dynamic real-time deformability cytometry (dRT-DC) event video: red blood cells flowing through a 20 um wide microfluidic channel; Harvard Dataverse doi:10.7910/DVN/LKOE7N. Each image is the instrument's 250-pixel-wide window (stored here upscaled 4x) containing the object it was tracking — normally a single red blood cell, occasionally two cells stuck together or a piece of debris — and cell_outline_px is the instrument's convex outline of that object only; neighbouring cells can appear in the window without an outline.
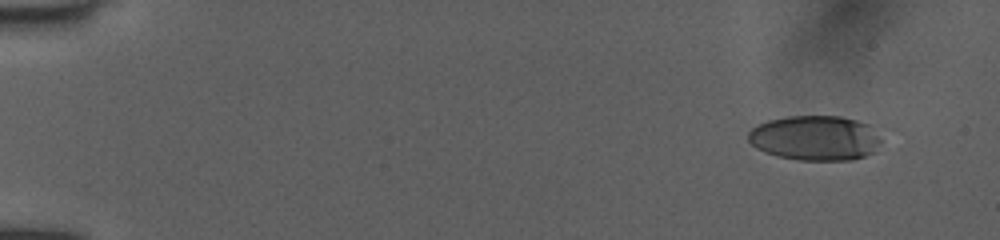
{"species": "human", "species_latin": "Homo sapiens", "temperature_condition": "room temperature", "stored_images_in_passage": 49, "camera_frame_rate_fps": 3000, "um_per_image_px": 0.085, "donor": {"sex": "female"}, "frame": {"image": 1, "passage_image": 1, "time_ms": 0.0, "image_size_px": [1000, 240], "cell_outline_px": [[884, 132], [880, 144], [876, 152], [852, 160], [800, 160], [776, 156], [764, 152], [756, 148], [748, 140], [748, 132], [752, 128], [768, 120], [788, 116], [840, 116], [856, 120], [868, 124]], "centroid_in_image_um": [69.37, 11.73], "position_along_channel_um": 15.6, "area_um2": 35.43}}
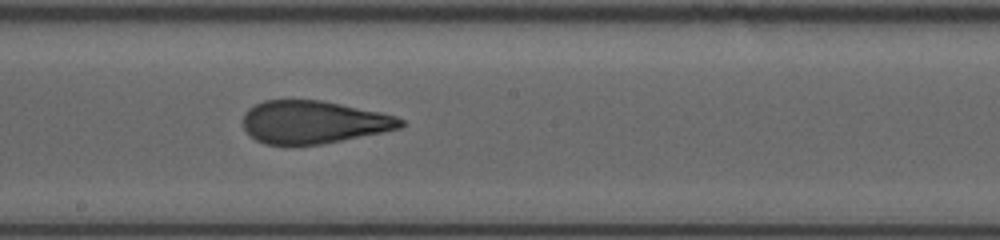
{"frame": {"image": 2, "passage_image": 27, "time_ms": 8.667, "image_size_px": [1000, 240], "cell_outline_px": [[404, 124], [400, 128], [320, 144], [264, 144], [256, 140], [244, 128], [244, 112], [248, 108], [264, 100], [320, 100], [380, 112], [396, 116], [404, 120]], "centroid_in_image_um": [26.62, 10.37], "position_along_channel_um": 221.6, "area_um2": 38.73}}
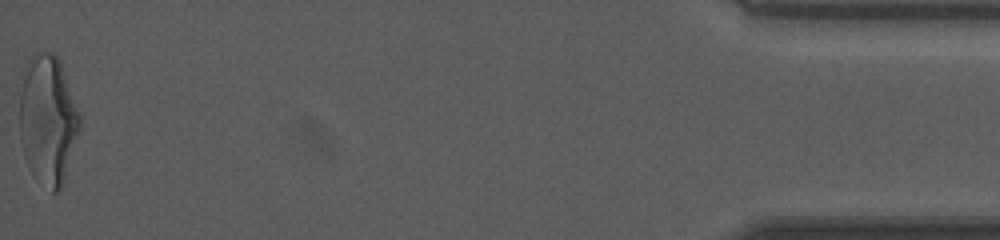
{"frame": {"image": 3, "passage_image": 49, "time_ms": 16.0, "image_size_px": [1000, 240], "cell_outline_px": [[80, 128], [64, 184], [56, 192], [52, 192], [28, 164], [24, 156], [20, 140], [20, 92], [28, 56], [36, 52], [52, 52], [60, 60], [80, 112]], "centroid_in_image_um": [4.09, 10.12], "position_along_channel_um": 431.1, "area_um2": 45.14}, "authors_computed_cell_mechanics": {"area_um2": 40.0554, "velocity_mm_per_s": 4.0467, "shape_relaxation_time_tau1_ms": 6.7747, "shape_relaxation_time_tau2_ms": 1.2856, "deformation_change_tau1": 0.2547, "deformation_change_tau2": 0.1049}}